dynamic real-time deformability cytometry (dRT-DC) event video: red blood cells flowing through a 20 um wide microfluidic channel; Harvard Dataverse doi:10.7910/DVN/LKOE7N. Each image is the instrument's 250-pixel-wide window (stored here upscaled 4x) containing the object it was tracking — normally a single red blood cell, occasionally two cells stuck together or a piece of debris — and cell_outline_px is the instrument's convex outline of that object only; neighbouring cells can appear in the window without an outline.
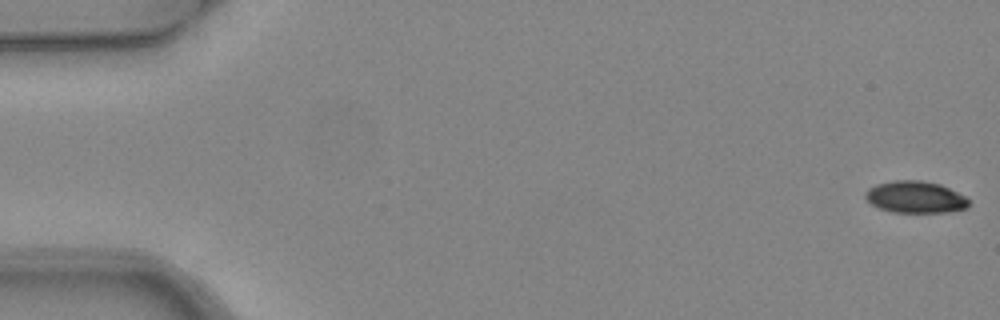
{"species": "common noctule bat (a hibernating species)", "species_latin": "Nyctalus noctula", "temperature_condition": "warm", "stored_images_in_passage": 6, "camera_frame_rate_fps": 3000, "um_per_image_px": 0.085, "animal": {"sex": "female", "body_mass_g": 24.6, "forearm_length_mm": 56.2}, "frame": {"image": 1, "passage_image": 1, "time_ms": 0.0, "image_size_px": [1000, 320], "cell_outline_px": [[968, 208], [948, 212], [892, 212], [880, 208], [872, 204], [864, 196], [864, 192], [868, 188], [876, 184], [892, 180], [920, 180], [940, 184], [964, 196], [968, 200]], "centroid_in_image_um": [77.77, 16.74], "position_along_channel_um": 7.2, "area_um2": 19.13}}
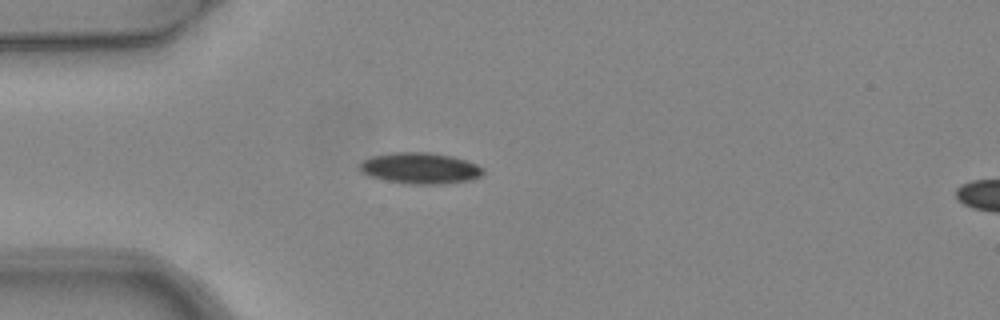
{"frame": {"image": 2, "passage_image": 5, "time_ms": 1.333, "image_size_px": [1000, 320], "cell_outline_px": [[484, 172], [480, 176], [468, 180], [440, 184], [416, 184], [388, 180], [368, 176], [360, 168], [360, 164], [364, 160], [372, 156], [392, 152], [432, 152], [452, 156], [476, 164], [484, 168]], "centroid_in_image_um": [35.73, 14.28], "position_along_channel_um": 49.3, "area_um2": 22.08}}